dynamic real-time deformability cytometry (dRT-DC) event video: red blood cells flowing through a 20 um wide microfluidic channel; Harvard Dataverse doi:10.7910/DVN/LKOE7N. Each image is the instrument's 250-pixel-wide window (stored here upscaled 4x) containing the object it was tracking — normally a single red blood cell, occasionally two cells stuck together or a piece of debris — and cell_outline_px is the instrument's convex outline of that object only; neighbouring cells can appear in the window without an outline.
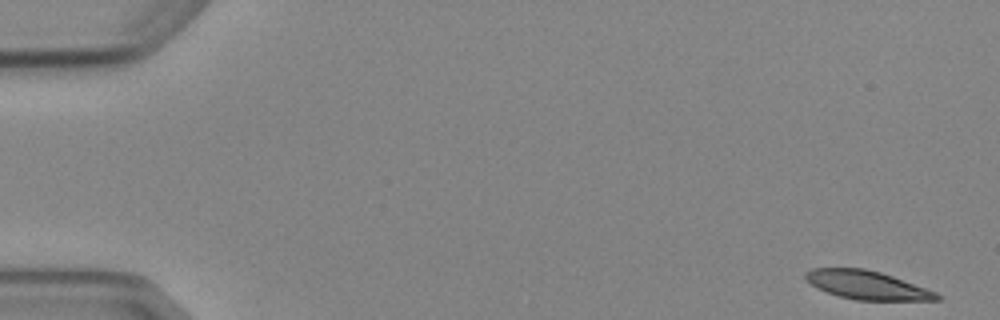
{"species": "Egyptian fruit bat (a non-hibernating species)", "species_latin": "Rousettus aegyptiacus", "temperature_condition": "cold", "stored_images_in_passage": 5, "camera_frame_rate_fps": 3000, "um_per_image_px": 0.085, "animal": {"sex": "female"}, "frame": {"image": 1, "passage_image": 1, "time_ms": 0.0, "image_size_px": [1000, 320], "cell_outline_px": [[940, 300], [856, 300], [840, 296], [816, 288], [804, 276], [804, 272], [812, 268], [864, 268], [880, 272], [892, 276], [936, 292], [940, 296]], "centroid_in_image_um": [73.67, 24.22], "position_along_channel_um": 11.3, "area_um2": 21.56}}